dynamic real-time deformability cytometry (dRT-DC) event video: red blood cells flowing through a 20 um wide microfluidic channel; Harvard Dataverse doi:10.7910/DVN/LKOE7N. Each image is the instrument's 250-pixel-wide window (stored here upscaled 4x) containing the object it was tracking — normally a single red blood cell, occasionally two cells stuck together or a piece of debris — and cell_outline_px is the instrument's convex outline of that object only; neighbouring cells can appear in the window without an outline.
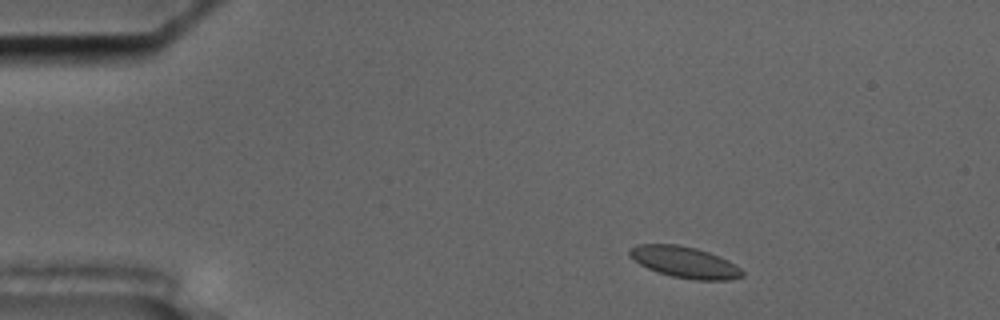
{"species": "common noctule bat (a hibernating species)", "species_latin": "Nyctalus noctula", "temperature_condition": "cold", "stored_images_in_passage": 51, "segment_of_instrument_passage": [1, 2], "camera_frame_rate_fps": 3000, "um_per_image_px": 0.085, "animal": {"sex": "male", "body_mass_g": 17.5, "forearm_length_mm": 52.3}, "frame": {"image": 1, "passage_image": 4, "time_ms": 1.0, "image_size_px": [1000, 320], "cell_outline_px": [[744, 276], [728, 280], [696, 280], [672, 276], [648, 268], [640, 264], [628, 256], [628, 252], [636, 244], [676, 244], [696, 248], [720, 256], [728, 260], [740, 268], [744, 272]], "centroid_in_image_um": [58.21, 22.28], "position_along_channel_um": 26.8, "area_um2": 20.46}}
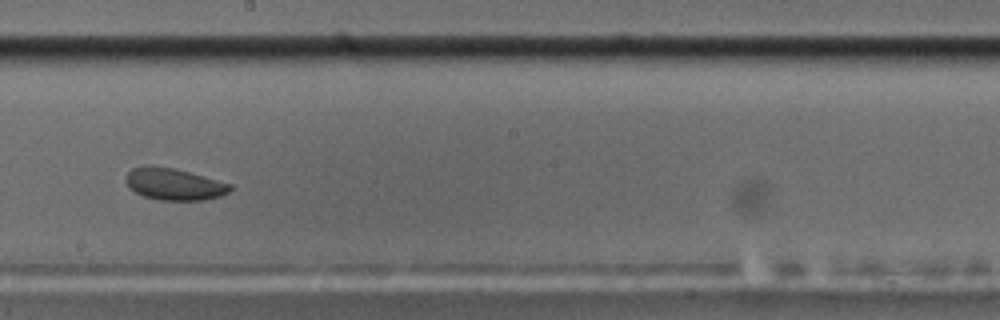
{"frame": {"image": 2, "passage_image": 27, "time_ms": 8.667, "image_size_px": [1000, 320], "cell_outline_px": [[232, 192], [220, 196], [204, 200], [160, 200], [144, 196], [128, 188], [124, 180], [128, 172], [132, 168], [148, 164], [152, 164], [172, 168], [188, 172], [232, 184]], "centroid_in_image_um": [14.77, 15.64], "position_along_channel_um": 233.4, "area_um2": 19.54}}
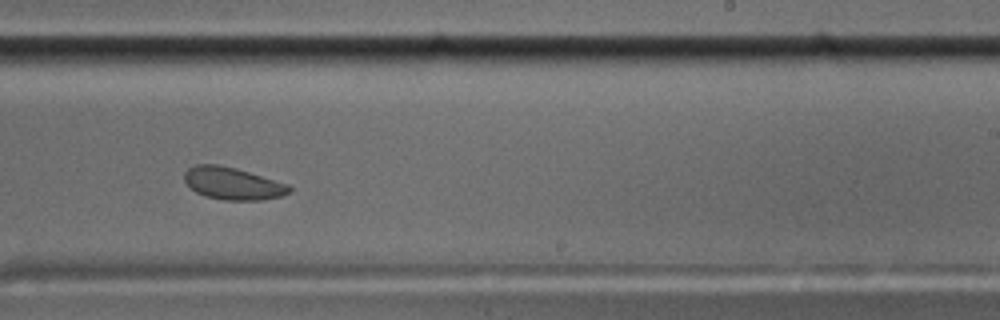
{"frame": {"image": 3, "passage_image": 30, "time_ms": 9.667, "image_size_px": [1000, 320], "cell_outline_px": [[292, 188], [288, 192], [280, 196], [264, 200], [224, 200], [204, 196], [196, 192], [184, 180], [184, 172], [188, 168], [196, 164], [216, 164], [236, 168], [288, 184]], "centroid_in_image_um": [19.76, 15.59], "position_along_channel_um": 269.2, "area_um2": 19.65}}